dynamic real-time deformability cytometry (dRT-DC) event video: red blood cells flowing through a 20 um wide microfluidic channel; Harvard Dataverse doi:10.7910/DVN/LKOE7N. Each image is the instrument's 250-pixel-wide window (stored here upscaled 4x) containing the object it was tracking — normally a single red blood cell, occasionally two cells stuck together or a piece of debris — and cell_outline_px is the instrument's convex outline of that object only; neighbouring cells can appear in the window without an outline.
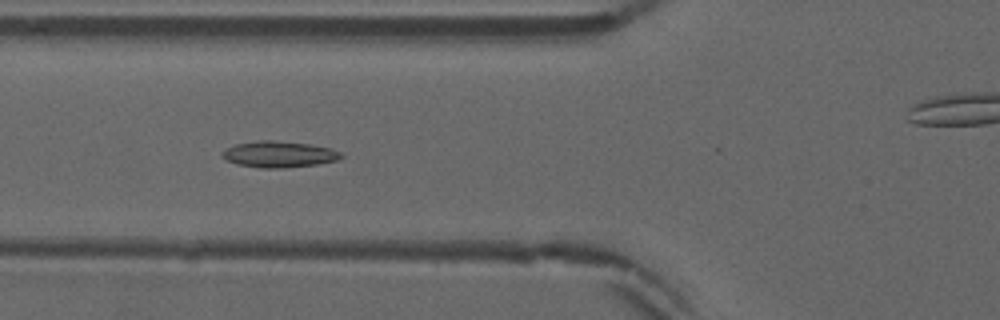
{"species": "common noctule bat (a hibernating species)", "species_latin": "Nyctalus noctula", "temperature_condition": "warm", "stored_images_in_passage": 13, "camera_frame_rate_fps": 3000, "um_per_image_px": 0.085, "animal": {"sex": "male", "forearm_length_mm": 52.5}, "frame": {"image": 1, "passage_image": 9, "time_ms": 2.667, "image_size_px": [1000, 320], "cell_outline_px": [[344, 156], [336, 160], [316, 164], [280, 168], [260, 168], [236, 164], [228, 160], [220, 152], [224, 148], [236, 144], [260, 140], [272, 140], [312, 144], [328, 148], [340, 152]], "centroid_in_image_um": [23.68, 13.11], "position_along_channel_um": 102.1, "area_um2": 18.03}}
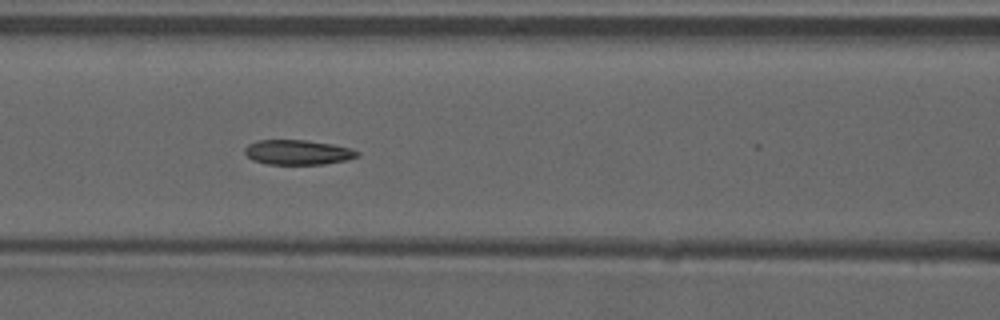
{"frame": {"image": 2, "passage_image": 12, "time_ms": 3.667, "image_size_px": [1000, 320], "cell_outline_px": [[360, 156], [348, 160], [324, 164], [268, 164], [252, 160], [244, 152], [244, 148], [248, 144], [260, 140], [308, 140], [332, 144], [348, 148], [360, 152]], "centroid_in_image_um": [25.32, 12.95], "position_along_channel_um": 141.3, "area_um2": 16.3}}